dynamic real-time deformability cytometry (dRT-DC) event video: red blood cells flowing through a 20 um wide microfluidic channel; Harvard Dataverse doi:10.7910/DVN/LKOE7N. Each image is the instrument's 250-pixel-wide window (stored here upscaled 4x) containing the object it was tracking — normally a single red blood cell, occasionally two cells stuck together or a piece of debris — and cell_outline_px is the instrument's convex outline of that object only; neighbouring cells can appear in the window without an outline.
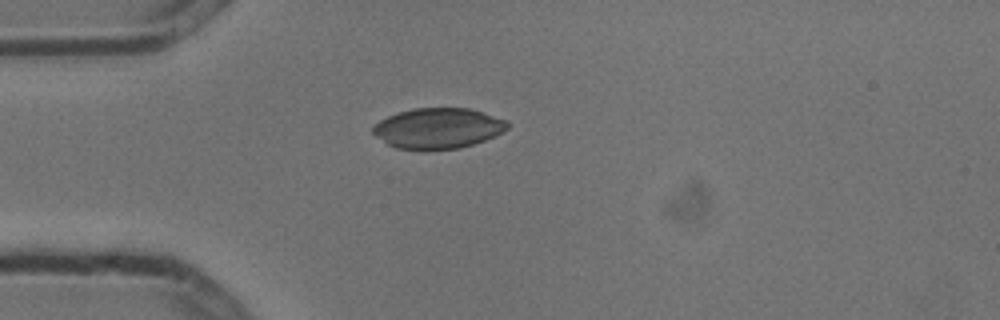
{"species": "common noctule bat (a hibernating species)", "species_latin": "Nyctalus noctula", "temperature_condition": "cold", "stored_images_in_passage": 6, "camera_frame_rate_fps": 3000, "um_per_image_px": 0.085, "animal": {"sex": "male", "body_mass_g": 13.3}, "frame": {"image": 1, "passage_image": 6, "time_ms": 1.667, "image_size_px": [1000, 320], "cell_outline_px": [[508, 128], [504, 132], [484, 140], [460, 148], [424, 152], [396, 148], [388, 144], [376, 136], [372, 132], [372, 128], [380, 120], [396, 112], [412, 108], [472, 108], [508, 120]], "centroid_in_image_um": [37.23, 10.92], "position_along_channel_um": 47.8, "area_um2": 32.43}}